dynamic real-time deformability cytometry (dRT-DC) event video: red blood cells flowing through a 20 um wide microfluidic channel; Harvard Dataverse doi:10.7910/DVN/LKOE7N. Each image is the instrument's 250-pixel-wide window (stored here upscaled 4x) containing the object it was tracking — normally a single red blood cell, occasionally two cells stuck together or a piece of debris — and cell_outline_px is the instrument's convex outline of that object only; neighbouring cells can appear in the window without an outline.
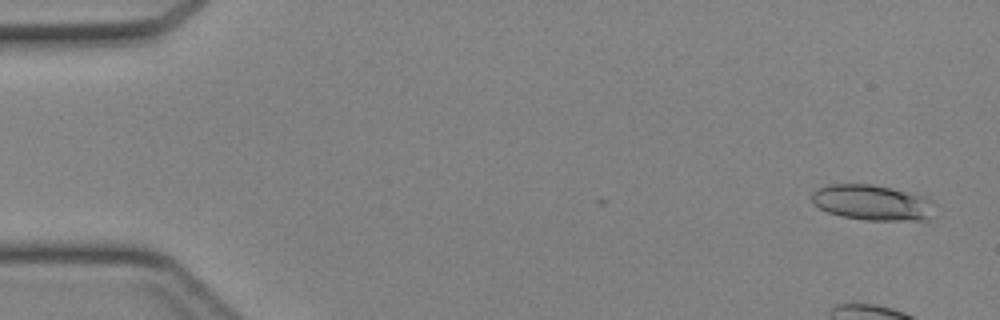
{"species": "Egyptian fruit bat (a non-hibernating species)", "species_latin": "Rousettus aegyptiacus", "temperature_condition": "cold", "stored_images_in_passage": 8, "camera_frame_rate_fps": 3000, "um_per_image_px": 0.085, "animal": {"sex": "female"}, "frame": {"image": 1, "passage_image": 3, "time_ms": 0.667, "image_size_px": [1000, 320], "cell_outline_px": [[920, 216], [848, 216], [832, 212], [824, 208], [824, 188], [884, 188], [896, 192], [904, 196]], "centroid_in_image_um": [73.72, 17.21], "position_along_channel_um": 11.3, "area_um2": 16.24}}